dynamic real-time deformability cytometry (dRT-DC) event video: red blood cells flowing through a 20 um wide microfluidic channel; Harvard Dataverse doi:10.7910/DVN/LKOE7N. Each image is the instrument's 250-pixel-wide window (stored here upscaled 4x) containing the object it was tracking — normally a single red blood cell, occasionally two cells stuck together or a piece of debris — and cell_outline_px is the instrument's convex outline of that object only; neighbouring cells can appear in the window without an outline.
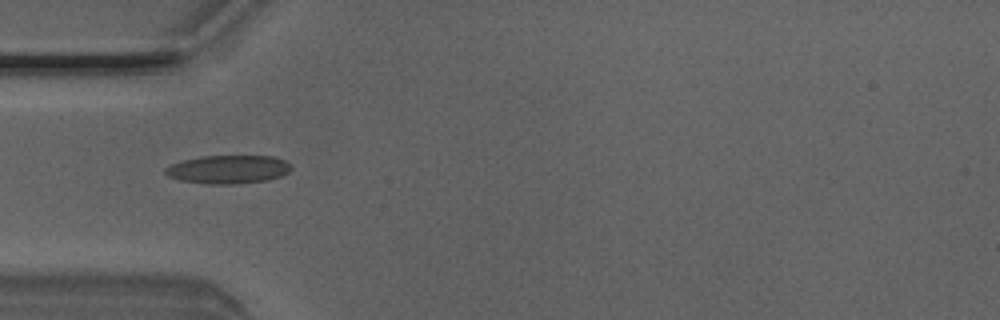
{"species": "Egyptian fruit bat (a non-hibernating species)", "species_latin": "Rousettus aegyptiacus", "temperature_condition": "room temperature", "stored_images_in_passage": 7, "camera_frame_rate_fps": 3000, "um_per_image_px": 0.085, "animal": {"sex": "male"}, "frame": {"image": 1, "passage_image": 4, "time_ms": 1.0, "image_size_px": [1000, 320], "cell_outline_px": [[292, 168], [288, 172], [280, 176], [268, 180], [236, 184], [208, 184], [180, 180], [168, 176], [164, 172], [164, 168], [172, 164], [184, 160], [204, 156], [272, 156], [284, 160]], "centroid_in_image_um": [19.39, 14.4], "position_along_channel_um": 65.6, "area_um2": 20.69}}